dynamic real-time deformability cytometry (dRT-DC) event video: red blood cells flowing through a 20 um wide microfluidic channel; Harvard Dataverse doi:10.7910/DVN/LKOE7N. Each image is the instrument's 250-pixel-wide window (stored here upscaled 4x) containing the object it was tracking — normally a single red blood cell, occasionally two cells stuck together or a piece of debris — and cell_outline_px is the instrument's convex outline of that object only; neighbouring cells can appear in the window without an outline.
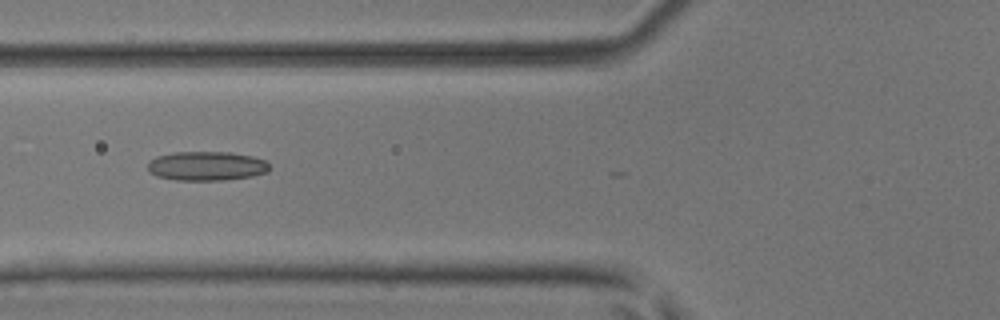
{"species": "common noctule bat (a hibernating species)", "species_latin": "Nyctalus noctula", "temperature_condition": "room temperature", "stored_images_in_passage": 6, "camera_frame_rate_fps": 3000, "um_per_image_px": 0.085, "animal": {"sex": "male", "body_mass_g": 17.9, "forearm_length_mm": 54.2}, "frame": {"image": 1, "passage_image": 6, "time_ms": 1.667, "image_size_px": [1000, 320], "cell_outline_px": [[268, 172], [252, 176], [224, 180], [176, 180], [156, 176], [148, 172], [148, 164], [156, 156], [176, 152], [228, 152], [252, 156], [268, 160]], "centroid_in_image_um": [17.57, 14.11], "position_along_channel_um": 108.2, "area_um2": 20.75}}